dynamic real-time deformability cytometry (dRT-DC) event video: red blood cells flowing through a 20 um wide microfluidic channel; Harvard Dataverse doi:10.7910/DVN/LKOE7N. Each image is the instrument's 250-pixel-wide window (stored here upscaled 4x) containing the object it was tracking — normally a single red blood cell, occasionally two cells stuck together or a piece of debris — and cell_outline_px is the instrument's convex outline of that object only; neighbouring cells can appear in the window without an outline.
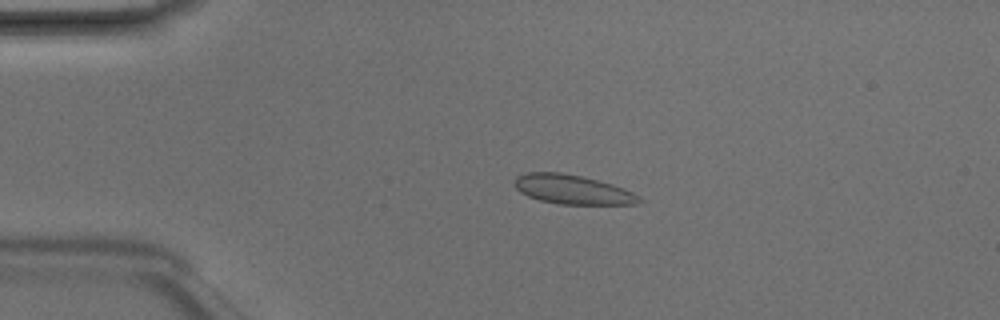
{"species": "Egyptian fruit bat (a non-hibernating species)", "species_latin": "Rousettus aegyptiacus", "temperature_condition": "room temperature", "stored_images_in_passage": 4, "camera_frame_rate_fps": 3000, "um_per_image_px": 0.085, "animal": {"sex": "male"}, "frame": {"image": 1, "passage_image": 3, "time_ms": 0.667, "image_size_px": [1000, 320], "cell_outline_px": [[644, 200], [636, 204], [560, 204], [540, 200], [528, 196], [520, 192], [512, 184], [512, 180], [516, 176], [528, 172], [560, 172], [580, 176], [612, 184], [624, 188], [640, 196]], "centroid_in_image_um": [48.63, 16.1], "position_along_channel_um": 36.4, "area_um2": 21.33}}